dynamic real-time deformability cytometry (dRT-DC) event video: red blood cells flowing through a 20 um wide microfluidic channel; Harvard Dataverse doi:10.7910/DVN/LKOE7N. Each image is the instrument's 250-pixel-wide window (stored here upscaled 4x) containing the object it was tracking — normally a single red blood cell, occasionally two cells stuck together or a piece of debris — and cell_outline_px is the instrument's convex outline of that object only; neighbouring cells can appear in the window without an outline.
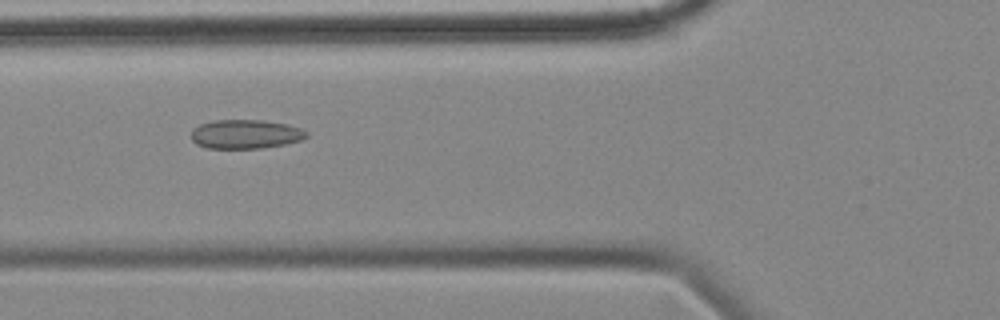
{"species": "common noctule bat (a hibernating species)", "species_latin": "Nyctalus noctula", "temperature_condition": "cold", "stored_images_in_passage": 9, "camera_frame_rate_fps": 3000, "um_per_image_px": 0.085, "animal": {"sex": "female", "body_mass_g": 18.4}, "frame": {"image": 1, "passage_image": 6, "time_ms": 6.667, "image_size_px": [1000, 320], "cell_outline_px": [[308, 136], [300, 140], [284, 144], [260, 148], [208, 148], [196, 144], [192, 140], [192, 128], [200, 124], [216, 120], [264, 120], [288, 124], [300, 128], [308, 132]], "centroid_in_image_um": [20.87, 11.39], "position_along_channel_um": 104.9, "area_um2": 19.48}}
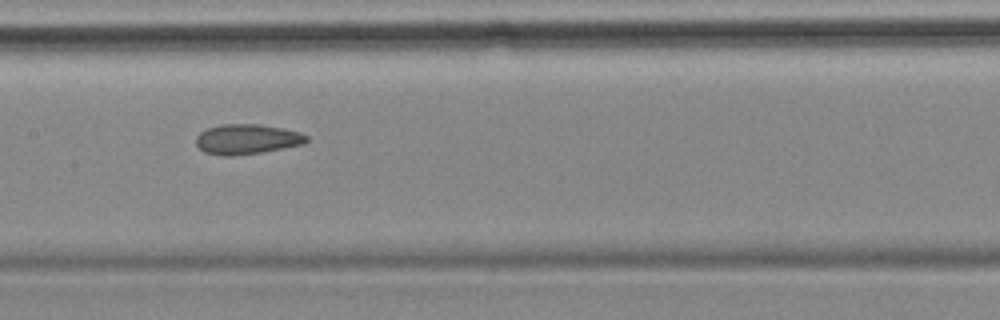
{"frame": {"image": 2, "passage_image": 8, "time_ms": 9.0, "image_size_px": [1000, 320], "cell_outline_px": [[308, 140], [304, 144], [260, 152], [232, 156], [224, 156], [204, 152], [196, 144], [196, 136], [200, 132], [208, 128], [220, 124], [256, 124], [284, 128], [300, 132], [308, 136]], "centroid_in_image_um": [20.98, 11.82], "position_along_channel_um": 186.4, "area_um2": 19.31}}
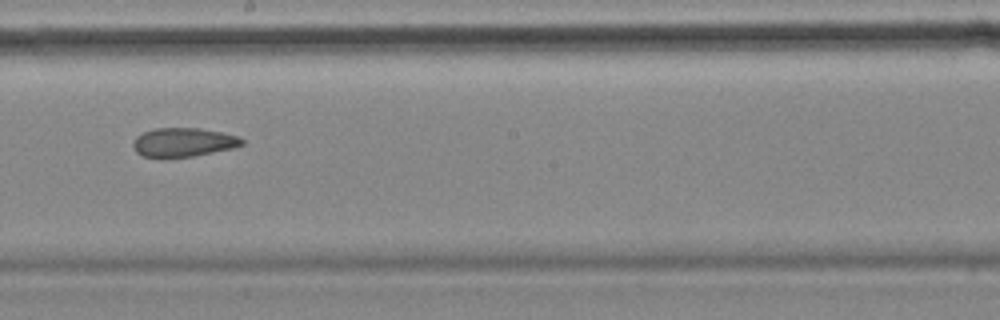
{"frame": {"image": 3, "passage_image": 9, "time_ms": 10.333, "image_size_px": [1000, 320], "cell_outline_px": [[244, 144], [232, 148], [192, 156], [164, 160], [144, 156], [136, 152], [132, 148], [132, 144], [136, 136], [144, 132], [156, 128], [200, 128], [240, 136], [244, 140]], "centroid_in_image_um": [15.54, 12.12], "position_along_channel_um": 232.7, "area_um2": 18.73}}